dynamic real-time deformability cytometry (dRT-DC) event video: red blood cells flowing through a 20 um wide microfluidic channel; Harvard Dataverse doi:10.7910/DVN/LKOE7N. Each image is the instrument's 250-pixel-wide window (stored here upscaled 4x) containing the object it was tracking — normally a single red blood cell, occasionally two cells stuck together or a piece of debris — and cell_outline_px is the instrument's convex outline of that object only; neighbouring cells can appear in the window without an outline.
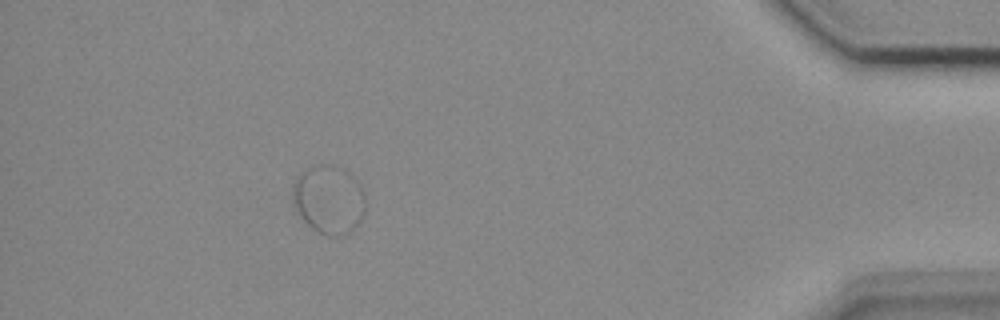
{"species": "common noctule bat (a hibernating species)", "species_latin": "Nyctalus noctula", "temperature_condition": "cold", "stored_images_in_passage": 54, "segment_of_instrument_passage": [2, 2], "camera_frame_rate_fps": 3000, "um_per_image_px": 0.085, "animal": {"sex": "female", "body_mass_g": 18.4}, "frame": {"image": 1, "passage_image": 49, "time_ms": 16.0, "image_size_px": [1000, 320], "cell_outline_px": [[364, 212], [360, 220], [348, 232], [340, 236], [328, 236], [316, 232], [296, 212], [292, 200], [292, 188], [296, 180], [308, 168], [316, 164], [328, 164], [344, 168], [360, 184], [364, 192]], "centroid_in_image_um": [27.93, 16.95], "position_along_channel_um": 407.3, "area_um2": 28.96}}